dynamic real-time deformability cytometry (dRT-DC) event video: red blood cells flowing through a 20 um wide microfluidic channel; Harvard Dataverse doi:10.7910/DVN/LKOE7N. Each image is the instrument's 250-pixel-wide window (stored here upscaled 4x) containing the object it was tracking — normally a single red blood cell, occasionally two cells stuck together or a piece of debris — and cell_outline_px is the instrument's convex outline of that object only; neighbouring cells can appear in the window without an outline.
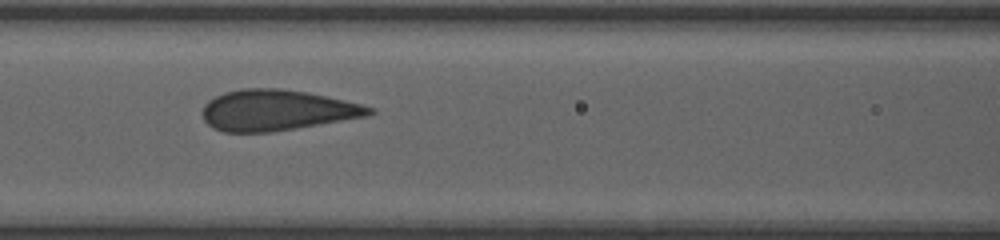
{"species": "human", "species_latin": "Homo sapiens", "temperature_condition": "room temperature", "stored_images_in_passage": 5, "camera_frame_rate_fps": 3000, "um_per_image_px": 0.085, "donor": {"sex": "female"}, "frame": {"image": 1, "passage_image": 4, "time_ms": 2.667, "image_size_px": [1000, 240], "cell_outline_px": [[376, 112], [364, 116], [272, 132], [224, 132], [212, 128], [204, 120], [204, 104], [208, 100], [224, 92], [240, 88], [280, 88], [308, 92], [360, 104], [376, 108]], "centroid_in_image_um": [23.49, 9.36], "position_along_channel_um": 143.1, "area_um2": 39.36}}